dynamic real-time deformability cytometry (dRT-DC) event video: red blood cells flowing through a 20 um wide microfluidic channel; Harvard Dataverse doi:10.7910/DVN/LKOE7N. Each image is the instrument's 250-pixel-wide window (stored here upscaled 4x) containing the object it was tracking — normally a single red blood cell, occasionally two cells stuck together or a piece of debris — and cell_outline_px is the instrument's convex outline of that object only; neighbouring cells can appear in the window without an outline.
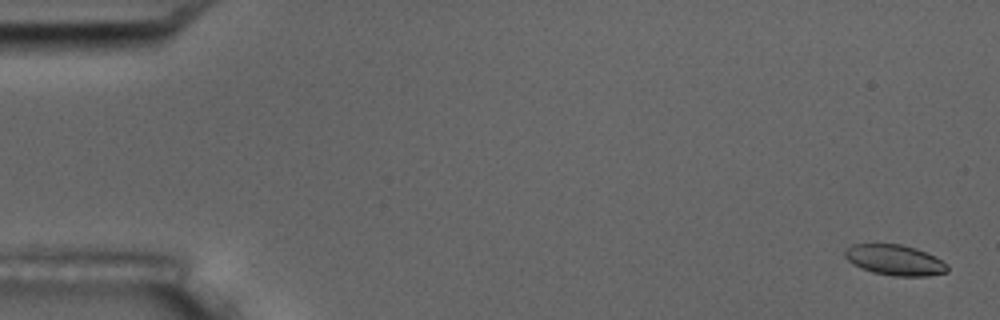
{"species": "common noctule bat (a hibernating species)", "species_latin": "Nyctalus noctula", "temperature_condition": "room temperature", "stored_images_in_passage": 17, "camera_frame_rate_fps": 3000, "um_per_image_px": 0.085, "animal": {"sex": "male", "body_mass_g": 17.5, "forearm_length_mm": 52.3}, "frame": {"image": 1, "passage_image": 1, "time_ms": 0.0, "image_size_px": [1000, 320], "cell_outline_px": [[948, 272], [928, 276], [892, 276], [872, 272], [852, 264], [844, 256], [844, 248], [852, 244], [900, 244], [916, 248], [948, 264]], "centroid_in_image_um": [76.02, 22.11], "position_along_channel_um": 9.0, "area_um2": 18.26}}
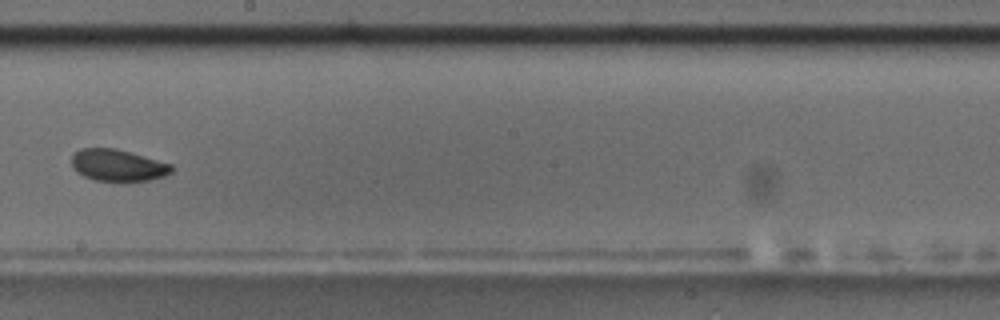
{"frame": {"image": 2, "passage_image": 10, "time_ms": 10.333, "image_size_px": [1000, 320], "cell_outline_px": [[172, 172], [164, 176], [148, 180], [92, 180], [76, 172], [72, 168], [72, 156], [80, 148], [116, 148], [172, 164]], "centroid_in_image_um": [9.99, 14.03], "position_along_channel_um": 238.2, "area_um2": 18.32}, "authors_computed_cell_mechanics": {"area_um2": 18.496, "velocity_mm_per_s": 3.5887, "shape_relaxation_time_tau1_ms": 5.2952, "shape_relaxation_time_tau2_ms": 1.4749, "deformation_change_tau1": 0.0971, "deformation_change_tau2": 0.033}}